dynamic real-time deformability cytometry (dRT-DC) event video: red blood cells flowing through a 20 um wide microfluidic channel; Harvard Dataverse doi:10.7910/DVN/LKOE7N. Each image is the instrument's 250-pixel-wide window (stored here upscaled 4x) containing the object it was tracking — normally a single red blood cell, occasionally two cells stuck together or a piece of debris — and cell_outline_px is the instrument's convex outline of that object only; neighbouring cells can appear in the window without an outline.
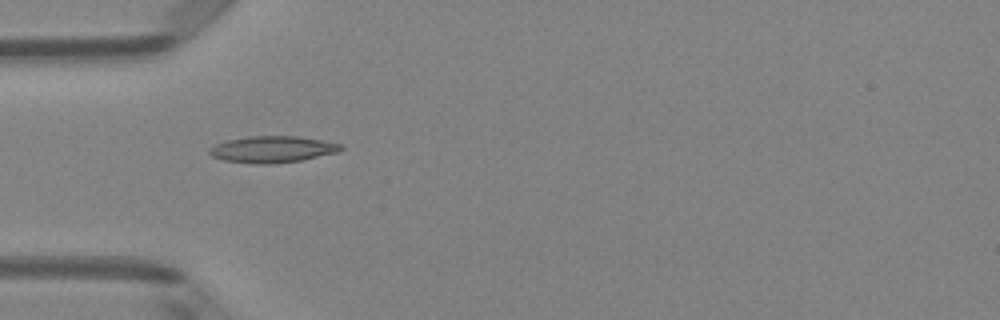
{"species": "Egyptian fruit bat (a non-hibernating species)", "species_latin": "Rousettus aegyptiacus", "temperature_condition": "room temperature", "stored_images_in_passage": 6, "camera_frame_rate_fps": 3000, "um_per_image_px": 0.085, "animal": {"sex": "female"}, "frame": {"image": 1, "passage_image": 4, "time_ms": 1.0, "image_size_px": [1000, 320], "cell_outline_px": [[344, 148], [340, 152], [300, 160], [272, 164], [256, 164], [224, 160], [212, 156], [208, 152], [216, 144], [228, 140], [248, 136], [296, 136], [344, 144]], "centroid_in_image_um": [23.21, 12.69], "position_along_channel_um": 61.8, "area_um2": 20.23}}
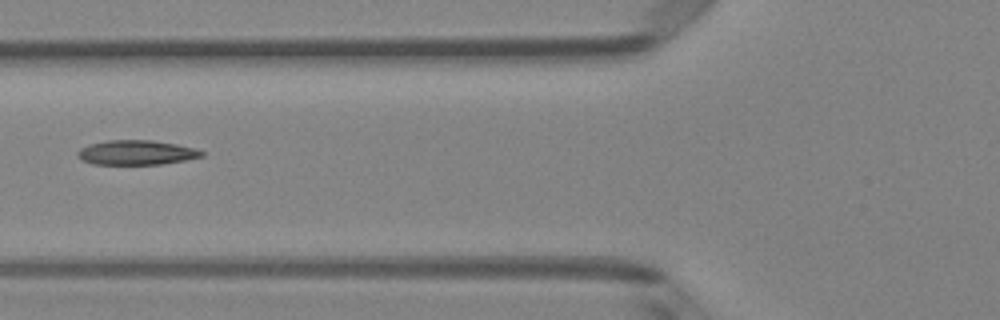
{"frame": {"image": 2, "passage_image": 5, "time_ms": 1.333, "image_size_px": [1000, 320], "cell_outline_px": [[204, 156], [184, 160], [160, 164], [92, 164], [76, 156], [76, 152], [80, 148], [88, 144], [108, 140], [152, 140], [176, 144], [196, 148], [204, 152]], "centroid_in_image_um": [11.58, 12.96], "position_along_channel_um": 114.2, "area_um2": 17.8}}
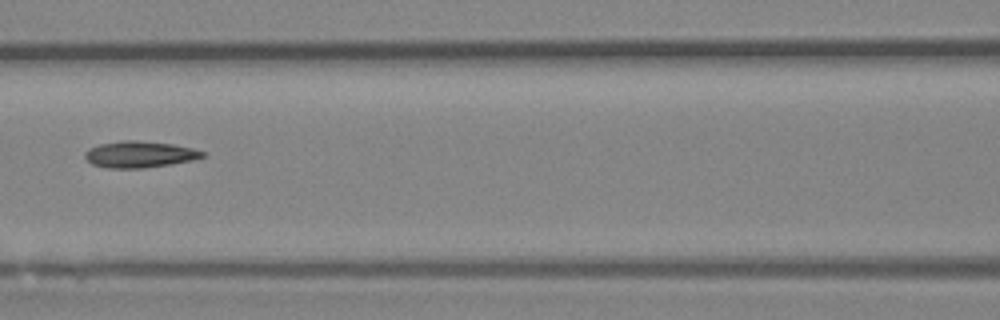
{"frame": {"image": 3, "passage_image": 6, "time_ms": 1.667, "image_size_px": [1000, 320], "cell_outline_px": [[208, 152], [204, 156], [192, 160], [144, 168], [104, 168], [92, 164], [84, 156], [84, 152], [88, 148], [100, 144], [124, 140], [136, 140], [172, 144], [192, 148]], "centroid_in_image_um": [11.85, 13.12], "position_along_channel_um": 154.8, "area_um2": 18.09}}